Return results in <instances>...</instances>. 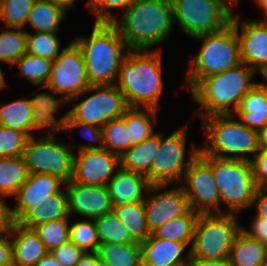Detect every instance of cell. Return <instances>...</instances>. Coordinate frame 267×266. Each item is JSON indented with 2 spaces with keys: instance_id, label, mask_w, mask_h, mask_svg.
I'll list each match as a JSON object with an SVG mask.
<instances>
[{
  "instance_id": "obj_1",
  "label": "cell",
  "mask_w": 267,
  "mask_h": 266,
  "mask_svg": "<svg viewBox=\"0 0 267 266\" xmlns=\"http://www.w3.org/2000/svg\"><path fill=\"white\" fill-rule=\"evenodd\" d=\"M161 49L129 50L122 61L116 86L129 107L159 108L163 92Z\"/></svg>"
},
{
  "instance_id": "obj_2",
  "label": "cell",
  "mask_w": 267,
  "mask_h": 266,
  "mask_svg": "<svg viewBox=\"0 0 267 266\" xmlns=\"http://www.w3.org/2000/svg\"><path fill=\"white\" fill-rule=\"evenodd\" d=\"M113 24L130 50H151L173 30L171 0H133Z\"/></svg>"
},
{
  "instance_id": "obj_3",
  "label": "cell",
  "mask_w": 267,
  "mask_h": 266,
  "mask_svg": "<svg viewBox=\"0 0 267 266\" xmlns=\"http://www.w3.org/2000/svg\"><path fill=\"white\" fill-rule=\"evenodd\" d=\"M90 86L115 85L130 50L113 23H95L89 37H76Z\"/></svg>"
},
{
  "instance_id": "obj_4",
  "label": "cell",
  "mask_w": 267,
  "mask_h": 266,
  "mask_svg": "<svg viewBox=\"0 0 267 266\" xmlns=\"http://www.w3.org/2000/svg\"><path fill=\"white\" fill-rule=\"evenodd\" d=\"M246 66L241 63L235 68L205 78L190 91L193 102L199 103L204 110L198 112L201 119L237 111L241 100L258 84L251 81L256 72Z\"/></svg>"
},
{
  "instance_id": "obj_5",
  "label": "cell",
  "mask_w": 267,
  "mask_h": 266,
  "mask_svg": "<svg viewBox=\"0 0 267 266\" xmlns=\"http://www.w3.org/2000/svg\"><path fill=\"white\" fill-rule=\"evenodd\" d=\"M235 114L212 115L201 119L205 129L204 156L251 161L245 155L260 151L257 131L245 126ZM237 119V120H236Z\"/></svg>"
},
{
  "instance_id": "obj_6",
  "label": "cell",
  "mask_w": 267,
  "mask_h": 266,
  "mask_svg": "<svg viewBox=\"0 0 267 266\" xmlns=\"http://www.w3.org/2000/svg\"><path fill=\"white\" fill-rule=\"evenodd\" d=\"M203 41L198 53L189 61L191 67L182 88L190 91L202 80L241 64L240 44L235 27L230 23L223 30L198 36Z\"/></svg>"
},
{
  "instance_id": "obj_7",
  "label": "cell",
  "mask_w": 267,
  "mask_h": 266,
  "mask_svg": "<svg viewBox=\"0 0 267 266\" xmlns=\"http://www.w3.org/2000/svg\"><path fill=\"white\" fill-rule=\"evenodd\" d=\"M212 171L221 202L227 207L224 213L238 214L252 206L258 186L249 161L212 156Z\"/></svg>"
},
{
  "instance_id": "obj_8",
  "label": "cell",
  "mask_w": 267,
  "mask_h": 266,
  "mask_svg": "<svg viewBox=\"0 0 267 266\" xmlns=\"http://www.w3.org/2000/svg\"><path fill=\"white\" fill-rule=\"evenodd\" d=\"M237 214H199L195 223L190 257L227 259L242 230Z\"/></svg>"
},
{
  "instance_id": "obj_9",
  "label": "cell",
  "mask_w": 267,
  "mask_h": 266,
  "mask_svg": "<svg viewBox=\"0 0 267 266\" xmlns=\"http://www.w3.org/2000/svg\"><path fill=\"white\" fill-rule=\"evenodd\" d=\"M173 23L188 37L216 33L230 24L233 7L224 0H171Z\"/></svg>"
},
{
  "instance_id": "obj_10",
  "label": "cell",
  "mask_w": 267,
  "mask_h": 266,
  "mask_svg": "<svg viewBox=\"0 0 267 266\" xmlns=\"http://www.w3.org/2000/svg\"><path fill=\"white\" fill-rule=\"evenodd\" d=\"M70 143L56 138L54 133L29 137L23 158L30 174H47L69 182L73 175L74 155Z\"/></svg>"
},
{
  "instance_id": "obj_11",
  "label": "cell",
  "mask_w": 267,
  "mask_h": 266,
  "mask_svg": "<svg viewBox=\"0 0 267 266\" xmlns=\"http://www.w3.org/2000/svg\"><path fill=\"white\" fill-rule=\"evenodd\" d=\"M189 123L190 121L166 138H164V133L160 132L159 151L146 176L150 185H170L182 182L192 159L199 153V147L192 144L190 156L186 162V134Z\"/></svg>"
},
{
  "instance_id": "obj_12",
  "label": "cell",
  "mask_w": 267,
  "mask_h": 266,
  "mask_svg": "<svg viewBox=\"0 0 267 266\" xmlns=\"http://www.w3.org/2000/svg\"><path fill=\"white\" fill-rule=\"evenodd\" d=\"M180 186L193 211L198 214L224 213V210H221V196L213 176L212 156H204L199 152L192 159Z\"/></svg>"
},
{
  "instance_id": "obj_13",
  "label": "cell",
  "mask_w": 267,
  "mask_h": 266,
  "mask_svg": "<svg viewBox=\"0 0 267 266\" xmlns=\"http://www.w3.org/2000/svg\"><path fill=\"white\" fill-rule=\"evenodd\" d=\"M93 92L81 102L75 103L83 94ZM73 108L69 115L75 120L102 128L109 121L122 117L129 108L125 97L116 85L89 86L81 95L70 100Z\"/></svg>"
},
{
  "instance_id": "obj_14",
  "label": "cell",
  "mask_w": 267,
  "mask_h": 266,
  "mask_svg": "<svg viewBox=\"0 0 267 266\" xmlns=\"http://www.w3.org/2000/svg\"><path fill=\"white\" fill-rule=\"evenodd\" d=\"M89 86L83 54L77 43L72 40L53 61L46 86L39 89L48 88L70 101L81 95Z\"/></svg>"
},
{
  "instance_id": "obj_15",
  "label": "cell",
  "mask_w": 267,
  "mask_h": 266,
  "mask_svg": "<svg viewBox=\"0 0 267 266\" xmlns=\"http://www.w3.org/2000/svg\"><path fill=\"white\" fill-rule=\"evenodd\" d=\"M166 187L168 185H150L143 200L146 223L150 233L168 221L185 215L191 209L188 198L180 185L162 191V188Z\"/></svg>"
},
{
  "instance_id": "obj_16",
  "label": "cell",
  "mask_w": 267,
  "mask_h": 266,
  "mask_svg": "<svg viewBox=\"0 0 267 266\" xmlns=\"http://www.w3.org/2000/svg\"><path fill=\"white\" fill-rule=\"evenodd\" d=\"M120 168V157L105 148L75 152L72 182L107 186Z\"/></svg>"
},
{
  "instance_id": "obj_17",
  "label": "cell",
  "mask_w": 267,
  "mask_h": 266,
  "mask_svg": "<svg viewBox=\"0 0 267 266\" xmlns=\"http://www.w3.org/2000/svg\"><path fill=\"white\" fill-rule=\"evenodd\" d=\"M239 16L233 13L230 23L235 27L239 39L241 62L256 73L258 71L262 76L266 75L267 25L262 20H240Z\"/></svg>"
},
{
  "instance_id": "obj_18",
  "label": "cell",
  "mask_w": 267,
  "mask_h": 266,
  "mask_svg": "<svg viewBox=\"0 0 267 266\" xmlns=\"http://www.w3.org/2000/svg\"><path fill=\"white\" fill-rule=\"evenodd\" d=\"M64 187L69 215L77 213L84 216V219H95L113 210L107 186L84 185L70 180Z\"/></svg>"
},
{
  "instance_id": "obj_19",
  "label": "cell",
  "mask_w": 267,
  "mask_h": 266,
  "mask_svg": "<svg viewBox=\"0 0 267 266\" xmlns=\"http://www.w3.org/2000/svg\"><path fill=\"white\" fill-rule=\"evenodd\" d=\"M64 182L55 176L47 174H30L26 182L18 189L16 205L12 208L13 216L17 221L28 209L29 202H41L51 195L58 193L64 187Z\"/></svg>"
},
{
  "instance_id": "obj_20",
  "label": "cell",
  "mask_w": 267,
  "mask_h": 266,
  "mask_svg": "<svg viewBox=\"0 0 267 266\" xmlns=\"http://www.w3.org/2000/svg\"><path fill=\"white\" fill-rule=\"evenodd\" d=\"M54 94H50L46 91L37 93L29 99L30 105L33 109L32 120L34 127L43 130L49 128L48 132L56 133L63 129L66 124L67 118L69 117V110L59 120H56L55 114L59 109L67 104L70 106V101L62 96L61 98L56 97L58 94L53 90Z\"/></svg>"
},
{
  "instance_id": "obj_21",
  "label": "cell",
  "mask_w": 267,
  "mask_h": 266,
  "mask_svg": "<svg viewBox=\"0 0 267 266\" xmlns=\"http://www.w3.org/2000/svg\"><path fill=\"white\" fill-rule=\"evenodd\" d=\"M149 186L147 177L124 170L121 167L107 184L113 206L129 205L143 201Z\"/></svg>"
},
{
  "instance_id": "obj_22",
  "label": "cell",
  "mask_w": 267,
  "mask_h": 266,
  "mask_svg": "<svg viewBox=\"0 0 267 266\" xmlns=\"http://www.w3.org/2000/svg\"><path fill=\"white\" fill-rule=\"evenodd\" d=\"M186 248L184 243L156 238L151 234L141 243L142 266H175L184 263L190 258V251L182 255Z\"/></svg>"
},
{
  "instance_id": "obj_23",
  "label": "cell",
  "mask_w": 267,
  "mask_h": 266,
  "mask_svg": "<svg viewBox=\"0 0 267 266\" xmlns=\"http://www.w3.org/2000/svg\"><path fill=\"white\" fill-rule=\"evenodd\" d=\"M9 235L13 266H35L48 253L34 229L15 223Z\"/></svg>"
},
{
  "instance_id": "obj_24",
  "label": "cell",
  "mask_w": 267,
  "mask_h": 266,
  "mask_svg": "<svg viewBox=\"0 0 267 266\" xmlns=\"http://www.w3.org/2000/svg\"><path fill=\"white\" fill-rule=\"evenodd\" d=\"M68 197L61 189L41 202H29V209L16 221L19 225L33 229L35 226L60 219H69Z\"/></svg>"
},
{
  "instance_id": "obj_25",
  "label": "cell",
  "mask_w": 267,
  "mask_h": 266,
  "mask_svg": "<svg viewBox=\"0 0 267 266\" xmlns=\"http://www.w3.org/2000/svg\"><path fill=\"white\" fill-rule=\"evenodd\" d=\"M234 114L245 126L255 131L267 123V88L262 82L245 95Z\"/></svg>"
},
{
  "instance_id": "obj_26",
  "label": "cell",
  "mask_w": 267,
  "mask_h": 266,
  "mask_svg": "<svg viewBox=\"0 0 267 266\" xmlns=\"http://www.w3.org/2000/svg\"><path fill=\"white\" fill-rule=\"evenodd\" d=\"M160 146V132L149 139L133 145L120 157V167L127 171L139 173L145 177L149 174L154 158Z\"/></svg>"
},
{
  "instance_id": "obj_27",
  "label": "cell",
  "mask_w": 267,
  "mask_h": 266,
  "mask_svg": "<svg viewBox=\"0 0 267 266\" xmlns=\"http://www.w3.org/2000/svg\"><path fill=\"white\" fill-rule=\"evenodd\" d=\"M229 261L231 266H265L267 245L250 237L242 229L235 238Z\"/></svg>"
},
{
  "instance_id": "obj_28",
  "label": "cell",
  "mask_w": 267,
  "mask_h": 266,
  "mask_svg": "<svg viewBox=\"0 0 267 266\" xmlns=\"http://www.w3.org/2000/svg\"><path fill=\"white\" fill-rule=\"evenodd\" d=\"M156 113V109L140 107H129L125 111L122 118L129 130V149L157 133L152 122L156 118Z\"/></svg>"
},
{
  "instance_id": "obj_29",
  "label": "cell",
  "mask_w": 267,
  "mask_h": 266,
  "mask_svg": "<svg viewBox=\"0 0 267 266\" xmlns=\"http://www.w3.org/2000/svg\"><path fill=\"white\" fill-rule=\"evenodd\" d=\"M66 12L61 6L52 4L50 1L36 0L30 10L26 25H30L37 32L58 33Z\"/></svg>"
},
{
  "instance_id": "obj_30",
  "label": "cell",
  "mask_w": 267,
  "mask_h": 266,
  "mask_svg": "<svg viewBox=\"0 0 267 266\" xmlns=\"http://www.w3.org/2000/svg\"><path fill=\"white\" fill-rule=\"evenodd\" d=\"M32 113L28 98L13 100L0 107V124L32 137L34 134L31 131L37 130L33 125Z\"/></svg>"
},
{
  "instance_id": "obj_31",
  "label": "cell",
  "mask_w": 267,
  "mask_h": 266,
  "mask_svg": "<svg viewBox=\"0 0 267 266\" xmlns=\"http://www.w3.org/2000/svg\"><path fill=\"white\" fill-rule=\"evenodd\" d=\"M29 175L23 156L0 157V195L15 196Z\"/></svg>"
},
{
  "instance_id": "obj_32",
  "label": "cell",
  "mask_w": 267,
  "mask_h": 266,
  "mask_svg": "<svg viewBox=\"0 0 267 266\" xmlns=\"http://www.w3.org/2000/svg\"><path fill=\"white\" fill-rule=\"evenodd\" d=\"M96 253L102 266H142L141 243L100 244Z\"/></svg>"
},
{
  "instance_id": "obj_33",
  "label": "cell",
  "mask_w": 267,
  "mask_h": 266,
  "mask_svg": "<svg viewBox=\"0 0 267 266\" xmlns=\"http://www.w3.org/2000/svg\"><path fill=\"white\" fill-rule=\"evenodd\" d=\"M198 213L190 209L185 215L174 218L158 227L151 234L156 238L177 241L188 246L193 242L195 223Z\"/></svg>"
},
{
  "instance_id": "obj_34",
  "label": "cell",
  "mask_w": 267,
  "mask_h": 266,
  "mask_svg": "<svg viewBox=\"0 0 267 266\" xmlns=\"http://www.w3.org/2000/svg\"><path fill=\"white\" fill-rule=\"evenodd\" d=\"M113 212L136 242L143 243L150 237L151 233L147 227L143 201L129 205L113 206Z\"/></svg>"
},
{
  "instance_id": "obj_35",
  "label": "cell",
  "mask_w": 267,
  "mask_h": 266,
  "mask_svg": "<svg viewBox=\"0 0 267 266\" xmlns=\"http://www.w3.org/2000/svg\"><path fill=\"white\" fill-rule=\"evenodd\" d=\"M94 223L100 244L138 243L131 237L113 210L95 218Z\"/></svg>"
},
{
  "instance_id": "obj_36",
  "label": "cell",
  "mask_w": 267,
  "mask_h": 266,
  "mask_svg": "<svg viewBox=\"0 0 267 266\" xmlns=\"http://www.w3.org/2000/svg\"><path fill=\"white\" fill-rule=\"evenodd\" d=\"M53 61L29 53L22 55L13 65H18L20 74L32 85L46 86L52 69Z\"/></svg>"
},
{
  "instance_id": "obj_37",
  "label": "cell",
  "mask_w": 267,
  "mask_h": 266,
  "mask_svg": "<svg viewBox=\"0 0 267 266\" xmlns=\"http://www.w3.org/2000/svg\"><path fill=\"white\" fill-rule=\"evenodd\" d=\"M27 53V30L12 28L0 32V62L13 64Z\"/></svg>"
},
{
  "instance_id": "obj_38",
  "label": "cell",
  "mask_w": 267,
  "mask_h": 266,
  "mask_svg": "<svg viewBox=\"0 0 267 266\" xmlns=\"http://www.w3.org/2000/svg\"><path fill=\"white\" fill-rule=\"evenodd\" d=\"M103 148L121 157L129 149V130L122 117L115 118L102 127Z\"/></svg>"
},
{
  "instance_id": "obj_39",
  "label": "cell",
  "mask_w": 267,
  "mask_h": 266,
  "mask_svg": "<svg viewBox=\"0 0 267 266\" xmlns=\"http://www.w3.org/2000/svg\"><path fill=\"white\" fill-rule=\"evenodd\" d=\"M44 243L48 252H52L70 240L69 219L53 220L41 223L33 228Z\"/></svg>"
},
{
  "instance_id": "obj_40",
  "label": "cell",
  "mask_w": 267,
  "mask_h": 266,
  "mask_svg": "<svg viewBox=\"0 0 267 266\" xmlns=\"http://www.w3.org/2000/svg\"><path fill=\"white\" fill-rule=\"evenodd\" d=\"M57 33L27 32V53L54 61L62 52ZM61 50V51H60Z\"/></svg>"
},
{
  "instance_id": "obj_41",
  "label": "cell",
  "mask_w": 267,
  "mask_h": 266,
  "mask_svg": "<svg viewBox=\"0 0 267 266\" xmlns=\"http://www.w3.org/2000/svg\"><path fill=\"white\" fill-rule=\"evenodd\" d=\"M36 0H0V22L8 28H25L27 18Z\"/></svg>"
},
{
  "instance_id": "obj_42",
  "label": "cell",
  "mask_w": 267,
  "mask_h": 266,
  "mask_svg": "<svg viewBox=\"0 0 267 266\" xmlns=\"http://www.w3.org/2000/svg\"><path fill=\"white\" fill-rule=\"evenodd\" d=\"M70 240L85 253H95L100 246L94 219L78 220L70 224Z\"/></svg>"
},
{
  "instance_id": "obj_43",
  "label": "cell",
  "mask_w": 267,
  "mask_h": 266,
  "mask_svg": "<svg viewBox=\"0 0 267 266\" xmlns=\"http://www.w3.org/2000/svg\"><path fill=\"white\" fill-rule=\"evenodd\" d=\"M29 136L0 124V157L23 156Z\"/></svg>"
},
{
  "instance_id": "obj_44",
  "label": "cell",
  "mask_w": 267,
  "mask_h": 266,
  "mask_svg": "<svg viewBox=\"0 0 267 266\" xmlns=\"http://www.w3.org/2000/svg\"><path fill=\"white\" fill-rule=\"evenodd\" d=\"M133 0H88L86 5L96 16L95 23H113L117 20L110 9L122 8L124 11Z\"/></svg>"
},
{
  "instance_id": "obj_45",
  "label": "cell",
  "mask_w": 267,
  "mask_h": 266,
  "mask_svg": "<svg viewBox=\"0 0 267 266\" xmlns=\"http://www.w3.org/2000/svg\"><path fill=\"white\" fill-rule=\"evenodd\" d=\"M81 129L83 128V131H80L81 134L88 140L91 141L92 143H98V146L92 145H85V144H80L78 146V152L84 151V150H89V149H102L103 148V136H102V128L97 127L92 124H87L83 123L80 121H75L70 115L67 118L66 124L63 127L62 130H73V129Z\"/></svg>"
},
{
  "instance_id": "obj_46",
  "label": "cell",
  "mask_w": 267,
  "mask_h": 266,
  "mask_svg": "<svg viewBox=\"0 0 267 266\" xmlns=\"http://www.w3.org/2000/svg\"><path fill=\"white\" fill-rule=\"evenodd\" d=\"M62 266H75L85 252L71 240L51 252Z\"/></svg>"
},
{
  "instance_id": "obj_47",
  "label": "cell",
  "mask_w": 267,
  "mask_h": 266,
  "mask_svg": "<svg viewBox=\"0 0 267 266\" xmlns=\"http://www.w3.org/2000/svg\"><path fill=\"white\" fill-rule=\"evenodd\" d=\"M250 163L258 188H267V151H258Z\"/></svg>"
},
{
  "instance_id": "obj_48",
  "label": "cell",
  "mask_w": 267,
  "mask_h": 266,
  "mask_svg": "<svg viewBox=\"0 0 267 266\" xmlns=\"http://www.w3.org/2000/svg\"><path fill=\"white\" fill-rule=\"evenodd\" d=\"M250 225V230L242 227L243 231L260 243L267 245V221L264 218L255 216Z\"/></svg>"
},
{
  "instance_id": "obj_49",
  "label": "cell",
  "mask_w": 267,
  "mask_h": 266,
  "mask_svg": "<svg viewBox=\"0 0 267 266\" xmlns=\"http://www.w3.org/2000/svg\"><path fill=\"white\" fill-rule=\"evenodd\" d=\"M4 196L0 195V236L9 234L16 223L12 208L4 203Z\"/></svg>"
},
{
  "instance_id": "obj_50",
  "label": "cell",
  "mask_w": 267,
  "mask_h": 266,
  "mask_svg": "<svg viewBox=\"0 0 267 266\" xmlns=\"http://www.w3.org/2000/svg\"><path fill=\"white\" fill-rule=\"evenodd\" d=\"M0 266H13L10 235L0 236Z\"/></svg>"
},
{
  "instance_id": "obj_51",
  "label": "cell",
  "mask_w": 267,
  "mask_h": 266,
  "mask_svg": "<svg viewBox=\"0 0 267 266\" xmlns=\"http://www.w3.org/2000/svg\"><path fill=\"white\" fill-rule=\"evenodd\" d=\"M256 205L258 217L267 221V188H258L252 206Z\"/></svg>"
},
{
  "instance_id": "obj_52",
  "label": "cell",
  "mask_w": 267,
  "mask_h": 266,
  "mask_svg": "<svg viewBox=\"0 0 267 266\" xmlns=\"http://www.w3.org/2000/svg\"><path fill=\"white\" fill-rule=\"evenodd\" d=\"M192 266H231L227 259H203L191 257Z\"/></svg>"
},
{
  "instance_id": "obj_53",
  "label": "cell",
  "mask_w": 267,
  "mask_h": 266,
  "mask_svg": "<svg viewBox=\"0 0 267 266\" xmlns=\"http://www.w3.org/2000/svg\"><path fill=\"white\" fill-rule=\"evenodd\" d=\"M75 266H102L98 254L85 253Z\"/></svg>"
},
{
  "instance_id": "obj_54",
  "label": "cell",
  "mask_w": 267,
  "mask_h": 266,
  "mask_svg": "<svg viewBox=\"0 0 267 266\" xmlns=\"http://www.w3.org/2000/svg\"><path fill=\"white\" fill-rule=\"evenodd\" d=\"M35 266H62L51 252L41 258Z\"/></svg>"
},
{
  "instance_id": "obj_55",
  "label": "cell",
  "mask_w": 267,
  "mask_h": 266,
  "mask_svg": "<svg viewBox=\"0 0 267 266\" xmlns=\"http://www.w3.org/2000/svg\"><path fill=\"white\" fill-rule=\"evenodd\" d=\"M260 150L267 151V123L257 131Z\"/></svg>"
},
{
  "instance_id": "obj_56",
  "label": "cell",
  "mask_w": 267,
  "mask_h": 266,
  "mask_svg": "<svg viewBox=\"0 0 267 266\" xmlns=\"http://www.w3.org/2000/svg\"><path fill=\"white\" fill-rule=\"evenodd\" d=\"M50 1L52 4H56L58 6H61L65 11L70 10L71 7L74 6V2L76 0H47Z\"/></svg>"
},
{
  "instance_id": "obj_57",
  "label": "cell",
  "mask_w": 267,
  "mask_h": 266,
  "mask_svg": "<svg viewBox=\"0 0 267 266\" xmlns=\"http://www.w3.org/2000/svg\"><path fill=\"white\" fill-rule=\"evenodd\" d=\"M7 83L4 78V74L2 72V69L0 68V91L3 90L6 87Z\"/></svg>"
},
{
  "instance_id": "obj_58",
  "label": "cell",
  "mask_w": 267,
  "mask_h": 266,
  "mask_svg": "<svg viewBox=\"0 0 267 266\" xmlns=\"http://www.w3.org/2000/svg\"><path fill=\"white\" fill-rule=\"evenodd\" d=\"M255 2L263 11H267V0H255Z\"/></svg>"
},
{
  "instance_id": "obj_59",
  "label": "cell",
  "mask_w": 267,
  "mask_h": 266,
  "mask_svg": "<svg viewBox=\"0 0 267 266\" xmlns=\"http://www.w3.org/2000/svg\"><path fill=\"white\" fill-rule=\"evenodd\" d=\"M230 7H232L233 5L237 6L239 3V0H224Z\"/></svg>"
},
{
  "instance_id": "obj_60",
  "label": "cell",
  "mask_w": 267,
  "mask_h": 266,
  "mask_svg": "<svg viewBox=\"0 0 267 266\" xmlns=\"http://www.w3.org/2000/svg\"><path fill=\"white\" fill-rule=\"evenodd\" d=\"M175 266H192L191 257L186 262L175 265Z\"/></svg>"
},
{
  "instance_id": "obj_61",
  "label": "cell",
  "mask_w": 267,
  "mask_h": 266,
  "mask_svg": "<svg viewBox=\"0 0 267 266\" xmlns=\"http://www.w3.org/2000/svg\"><path fill=\"white\" fill-rule=\"evenodd\" d=\"M265 17H264V19L262 20L266 25H267V11H265Z\"/></svg>"
},
{
  "instance_id": "obj_62",
  "label": "cell",
  "mask_w": 267,
  "mask_h": 266,
  "mask_svg": "<svg viewBox=\"0 0 267 266\" xmlns=\"http://www.w3.org/2000/svg\"><path fill=\"white\" fill-rule=\"evenodd\" d=\"M263 77H264V79H265V81H266V83L264 84V83H262L266 88H267V74L266 75H263Z\"/></svg>"
}]
</instances>
